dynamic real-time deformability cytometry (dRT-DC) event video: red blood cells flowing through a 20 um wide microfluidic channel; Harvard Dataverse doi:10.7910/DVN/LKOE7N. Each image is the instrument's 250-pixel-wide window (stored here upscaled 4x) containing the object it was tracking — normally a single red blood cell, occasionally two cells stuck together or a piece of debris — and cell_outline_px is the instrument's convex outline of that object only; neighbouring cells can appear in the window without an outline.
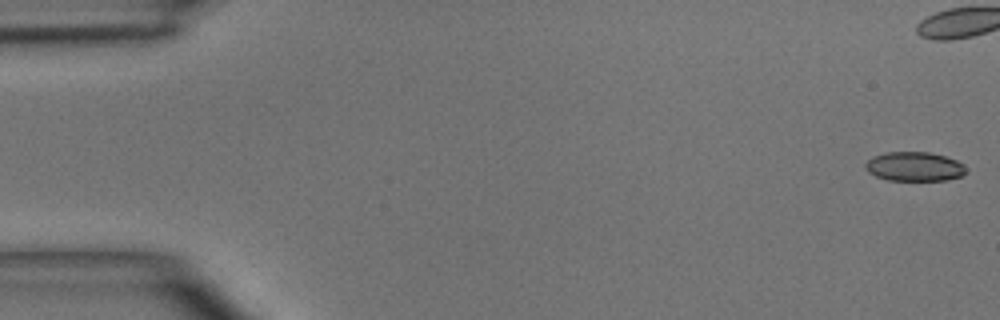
{"species": "common noctule bat (a hibernating species)", "species_latin": "Nyctalus noctula", "temperature_condition": "room temperature", "stored_images_in_passage": 8, "camera_frame_rate_fps": 3000, "um_per_image_px": 0.085, "animal": {"sex": "male", "body_mass_g": 15.6}, "frame": {"image": 1, "passage_image": 1, "time_ms": 0.0, "image_size_px": [1000, 320], "cell_outline_px": [[964, 172], [960, 176], [948, 180], [888, 180], [876, 176], [868, 172], [864, 168], [864, 164], [872, 156], [884, 152], [928, 152], [944, 156], [956, 160], [964, 164]], "centroid_in_image_um": [77.67, 14.15], "position_along_channel_um": 7.3, "area_um2": 17.11}}